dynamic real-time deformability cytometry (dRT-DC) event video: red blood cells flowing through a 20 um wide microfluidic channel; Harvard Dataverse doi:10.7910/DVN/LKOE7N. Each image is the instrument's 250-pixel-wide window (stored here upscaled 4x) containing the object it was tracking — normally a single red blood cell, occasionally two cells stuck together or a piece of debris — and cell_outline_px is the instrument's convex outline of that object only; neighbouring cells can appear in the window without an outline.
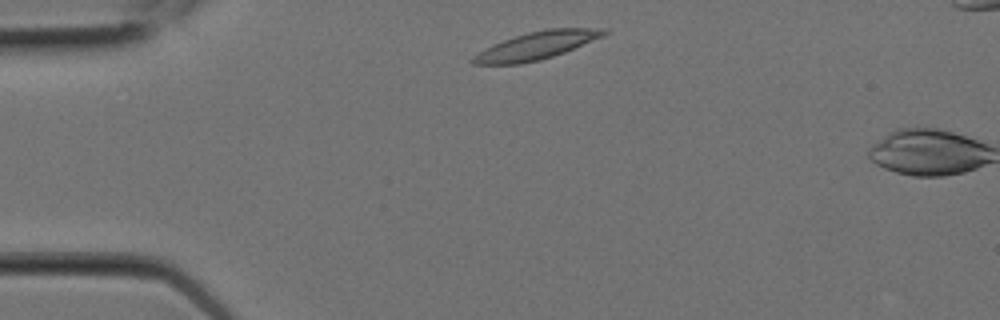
{"species": "Egyptian fruit bat (a non-hibernating species)", "species_latin": "Rousettus aegyptiacus", "temperature_condition": "room temperature", "stored_images_in_passage": 2, "camera_frame_rate_fps": 3000, "um_per_image_px": 0.085, "animal": {"sex": "female"}, "frame": {"image": 1, "passage_image": 1, "time_ms": 0.0, "image_size_px": [1000, 320], "cell_outline_px": [[608, 32], [604, 36], [564, 52], [540, 60], [520, 64], [472, 64], [468, 60], [472, 56], [492, 44], [528, 32], [548, 28], [608, 28]], "centroid_in_image_um": [45.59, 3.87], "position_along_channel_um": 39.4, "area_um2": 21.1}}